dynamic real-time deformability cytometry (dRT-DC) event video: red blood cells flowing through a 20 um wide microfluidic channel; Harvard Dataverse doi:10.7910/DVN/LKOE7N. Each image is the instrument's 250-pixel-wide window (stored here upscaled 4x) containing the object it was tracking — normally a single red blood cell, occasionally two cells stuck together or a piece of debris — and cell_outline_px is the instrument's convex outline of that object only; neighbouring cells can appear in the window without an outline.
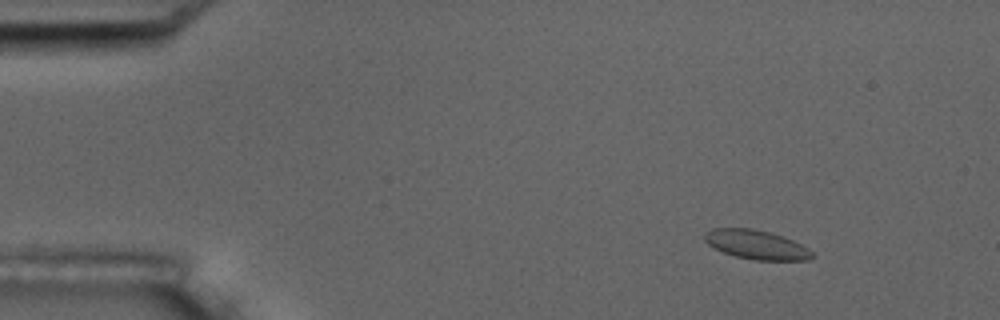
{"species": "common noctule bat (a hibernating species)", "species_latin": "Nyctalus noctula", "temperature_condition": "room temperature", "stored_images_in_passage": 10, "camera_frame_rate_fps": 3000, "um_per_image_px": 0.085, "animal": {"sex": "male", "body_mass_g": 17.5, "forearm_length_mm": 52.3}, "frame": {"image": 1, "passage_image": 1, "time_ms": 0.0, "image_size_px": [1000, 320], "cell_outline_px": [[816, 256], [808, 260], [756, 260], [736, 256], [724, 252], [708, 244], [704, 240], [704, 236], [712, 228], [752, 228], [784, 236], [808, 248]], "centroid_in_image_um": [64.32, 20.8], "position_along_channel_um": 20.7, "area_um2": 18.09}}
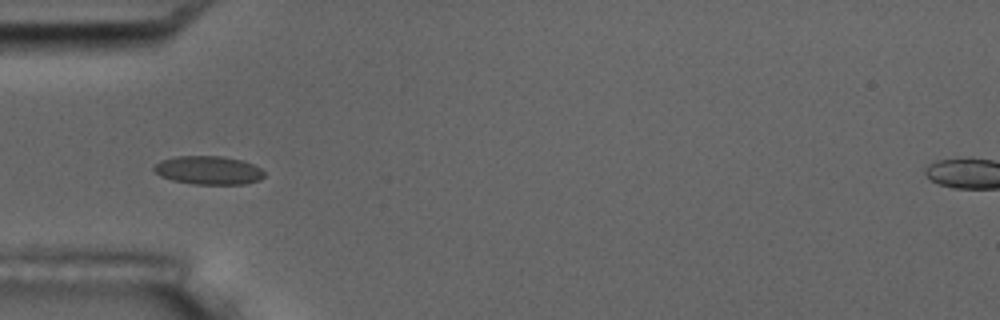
{"frame": {"image": 2, "passage_image": 4, "time_ms": 3.667, "image_size_px": [1000, 320], "cell_outline_px": [[264, 176], [260, 180], [244, 184], [192, 184], [172, 180], [160, 176], [152, 168], [160, 160], [176, 156], [224, 156], [244, 160], [260, 168], [264, 172]], "centroid_in_image_um": [17.72, 14.47], "position_along_channel_um": 67.3, "area_um2": 18.44}}
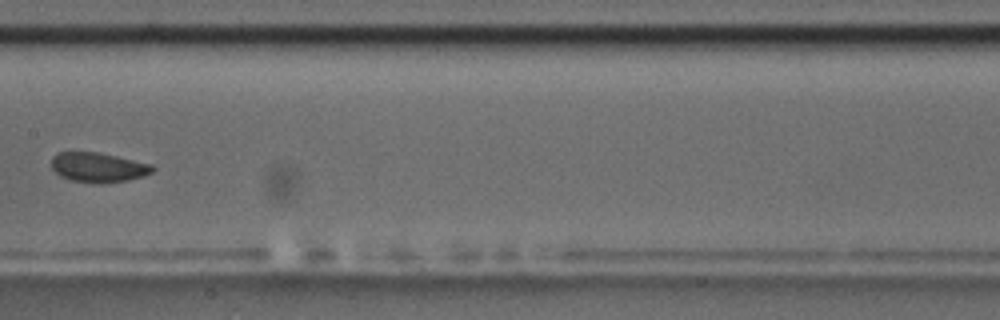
{"frame": {"image": 3, "passage_image": 7, "time_ms": 7.333, "image_size_px": [1000, 320], "cell_outline_px": [[156, 168], [152, 172], [144, 176], [128, 180], [100, 184], [72, 180], [60, 176], [52, 168], [52, 156], [56, 152], [96, 152], [116, 156], [152, 164]], "centroid_in_image_um": [8.36, 14.23], "position_along_channel_um": 199.0, "area_um2": 17.51}}